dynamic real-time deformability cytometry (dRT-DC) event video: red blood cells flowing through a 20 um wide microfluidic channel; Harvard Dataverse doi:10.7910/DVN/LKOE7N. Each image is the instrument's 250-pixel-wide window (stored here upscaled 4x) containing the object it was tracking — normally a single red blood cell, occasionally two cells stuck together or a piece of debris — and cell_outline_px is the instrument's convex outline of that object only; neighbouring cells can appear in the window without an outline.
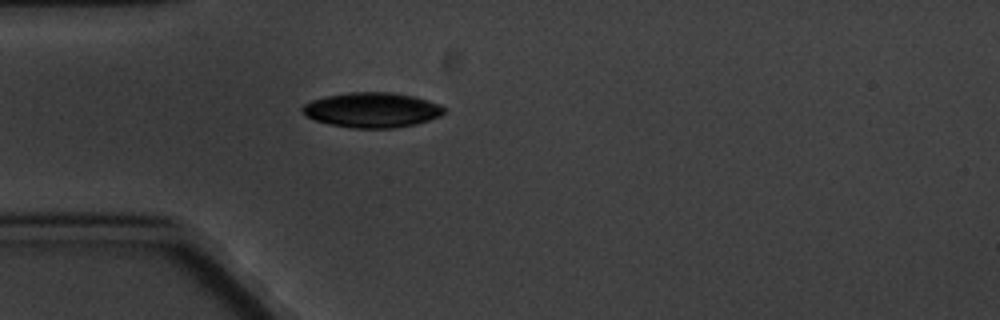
{"species": "common noctule bat (a hibernating species)", "species_latin": "Nyctalus noctula", "temperature_condition": "cold", "stored_images_in_passage": 1, "camera_frame_rate_fps": 3000, "um_per_image_px": 0.085, "animal": {"sex": "male", "body_mass_g": 20.1, "forearm_length_mm": 53.5}, "frame": {"image": 1, "passage_image": 1, "time_ms": 0.0, "image_size_px": [1000, 320], "cell_outline_px": [[444, 112], [440, 116], [416, 124], [396, 128], [352, 128], [332, 124], [316, 120], [300, 112], [300, 108], [304, 104], [312, 100], [324, 96], [348, 92], [392, 92], [412, 96], [428, 100], [440, 104], [444, 108]], "centroid_in_image_um": [31.61, 9.34], "position_along_channel_um": 53.4, "area_um2": 28.9}}